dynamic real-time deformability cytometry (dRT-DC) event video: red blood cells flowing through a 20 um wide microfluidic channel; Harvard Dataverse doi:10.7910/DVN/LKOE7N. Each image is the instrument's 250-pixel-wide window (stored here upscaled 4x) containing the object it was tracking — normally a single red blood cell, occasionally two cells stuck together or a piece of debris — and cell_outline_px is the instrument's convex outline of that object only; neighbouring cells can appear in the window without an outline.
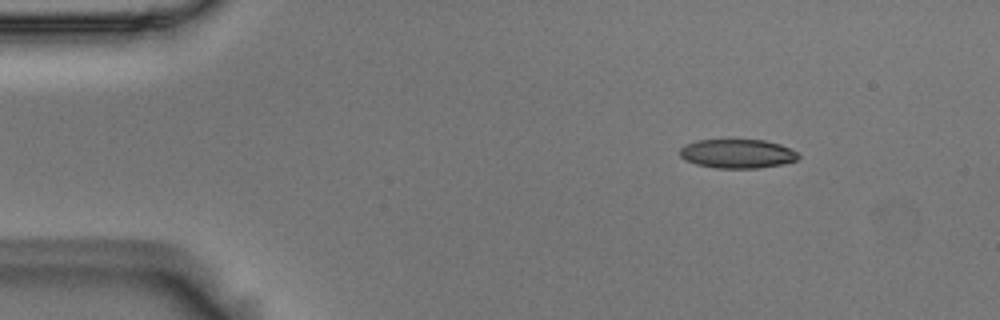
{"species": "Egyptian fruit bat (a non-hibernating species)", "species_latin": "Rousettus aegyptiacus", "temperature_condition": "room temperature", "stored_images_in_passage": 3, "camera_frame_rate_fps": 3000, "um_per_image_px": 0.085, "animal": {"sex": "male"}, "frame": {"image": 1, "passage_image": 2, "time_ms": 0.333, "image_size_px": [1000, 320], "cell_outline_px": [[800, 156], [796, 160], [780, 164], [756, 168], [716, 168], [696, 164], [684, 160], [680, 156], [680, 148], [684, 144], [696, 140], [764, 140], [780, 144], [796, 152]], "centroid_in_image_um": [62.62, 13.06], "position_along_channel_um": 22.4, "area_um2": 19.94}}